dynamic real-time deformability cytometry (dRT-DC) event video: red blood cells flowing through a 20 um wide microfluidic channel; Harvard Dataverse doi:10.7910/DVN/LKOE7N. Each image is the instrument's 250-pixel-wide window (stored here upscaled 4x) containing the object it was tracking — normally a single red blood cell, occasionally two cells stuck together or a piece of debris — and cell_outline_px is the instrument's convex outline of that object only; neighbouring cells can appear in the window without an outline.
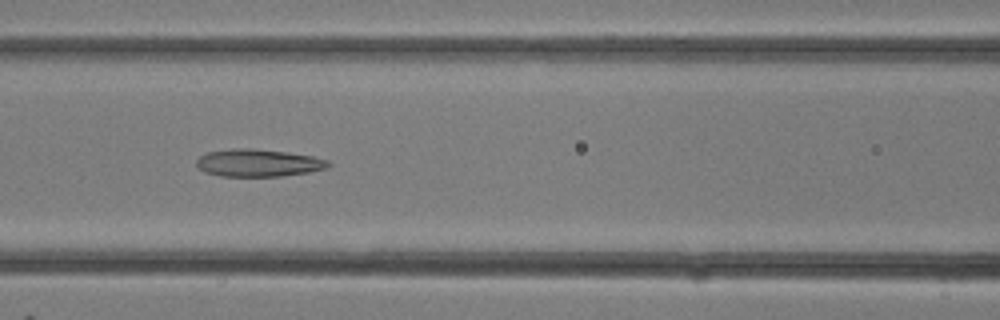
{"species": "common noctule bat (a hibernating species)", "species_latin": "Nyctalus noctula", "temperature_condition": "room temperature", "stored_images_in_passage": 32, "camera_frame_rate_fps": 3000, "um_per_image_px": 0.085, "animal": {"sex": "female"}, "frame": {"image": 1, "passage_image": 14, "time_ms": 4.333, "image_size_px": [1000, 320], "cell_outline_px": [[332, 164], [328, 168], [308, 172], [284, 176], [220, 176], [204, 172], [196, 168], [196, 160], [200, 156], [208, 152], [232, 148], [252, 148], [288, 152], [312, 156], [328, 160]], "centroid_in_image_um": [21.94, 13.84], "position_along_channel_um": 144.7, "area_um2": 21.33}}
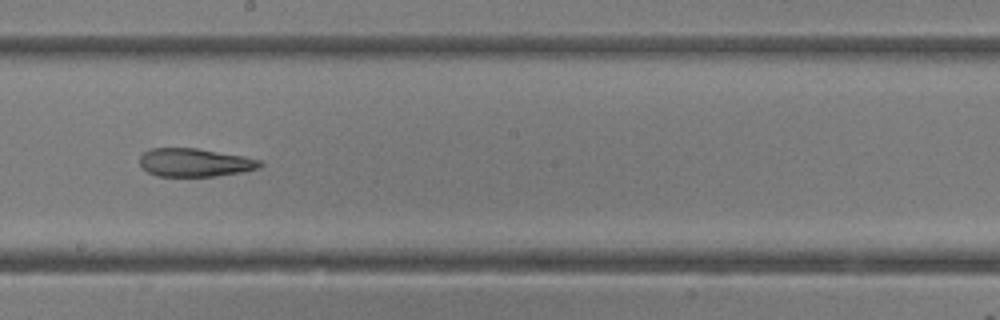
{"frame": {"image": 2, "passage_image": 18, "time_ms": 5.667, "image_size_px": [1000, 320], "cell_outline_px": [[264, 164], [260, 168], [244, 172], [216, 176], [156, 176], [148, 172], [140, 164], [140, 156], [144, 152], [152, 148], [196, 148], [244, 156], [260, 160]], "centroid_in_image_um": [16.59, 13.82], "position_along_channel_um": 231.6, "area_um2": 19.88}}
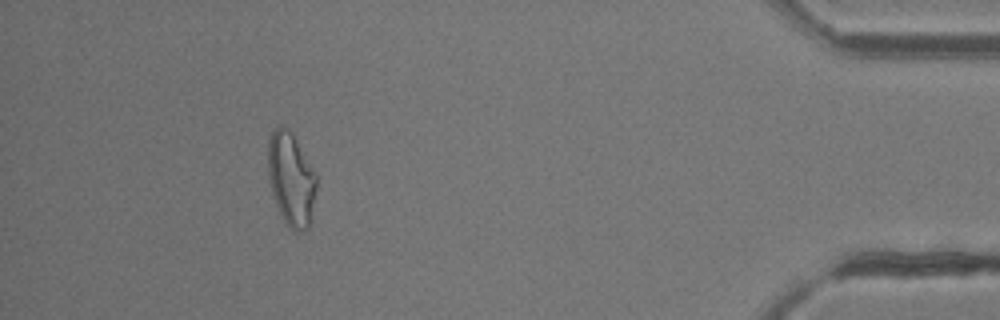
{"frame": {"image": 3, "passage_image": 29, "time_ms": 9.333, "image_size_px": [1000, 320], "cell_outline_px": [[316, 188], [308, 228], [304, 232], [292, 232], [288, 228], [276, 204], [272, 192], [268, 176], [268, 140], [272, 132], [276, 128], [288, 128], [292, 132], [316, 176]], "centroid_in_image_um": [24.73, 15.27], "position_along_channel_um": 410.5, "area_um2": 25.95}}